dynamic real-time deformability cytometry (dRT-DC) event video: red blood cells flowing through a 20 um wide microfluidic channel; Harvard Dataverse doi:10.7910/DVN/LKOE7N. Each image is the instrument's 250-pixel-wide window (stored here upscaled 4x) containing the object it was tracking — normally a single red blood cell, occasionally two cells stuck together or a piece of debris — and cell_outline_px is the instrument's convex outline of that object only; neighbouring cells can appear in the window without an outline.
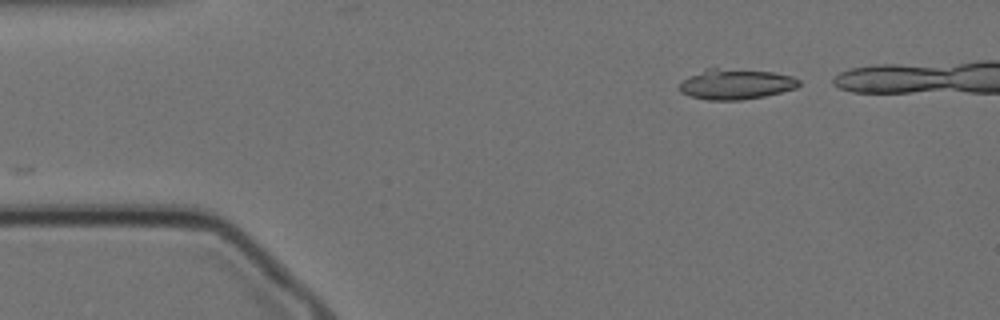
{"species": "Egyptian fruit bat (a non-hibernating species)", "species_latin": "Rousettus aegyptiacus", "temperature_condition": "cold", "stored_images_in_passage": 36, "camera_frame_rate_fps": 3000, "um_per_image_px": 0.085, "animal": {"sex": "female"}, "frame": {"image": 1, "passage_image": 1, "time_ms": 0.0, "image_size_px": [1000, 320], "cell_outline_px": [[800, 84], [796, 88], [764, 96], [740, 100], [708, 100], [688, 96], [680, 92], [680, 84], [684, 80], [704, 68], [716, 68], [772, 72], [792, 76], [800, 80]], "centroid_in_image_um": [62.54, 7.16], "position_along_channel_um": 22.5, "area_um2": 20.98}}
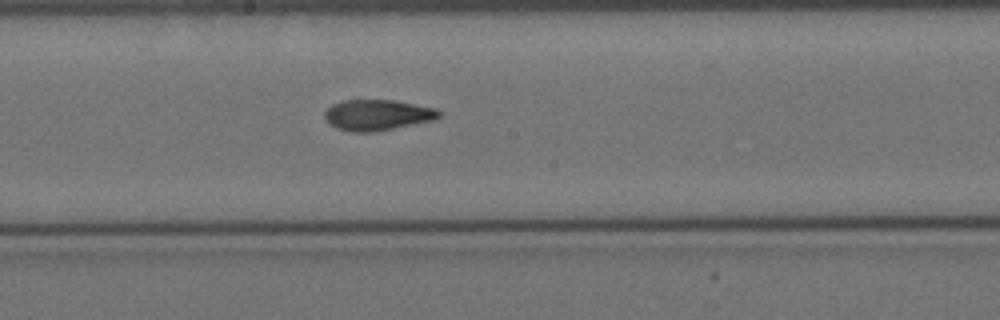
{"frame": {"image": 2, "passage_image": 23, "time_ms": 7.333, "image_size_px": [1000, 320], "cell_outline_px": [[440, 116], [436, 120], [372, 132], [352, 132], [336, 128], [324, 116], [324, 112], [332, 104], [344, 100], [392, 100], [436, 108], [440, 112]], "centroid_in_image_um": [32.09, 9.77], "position_along_channel_um": 216.1, "area_um2": 20.35}}
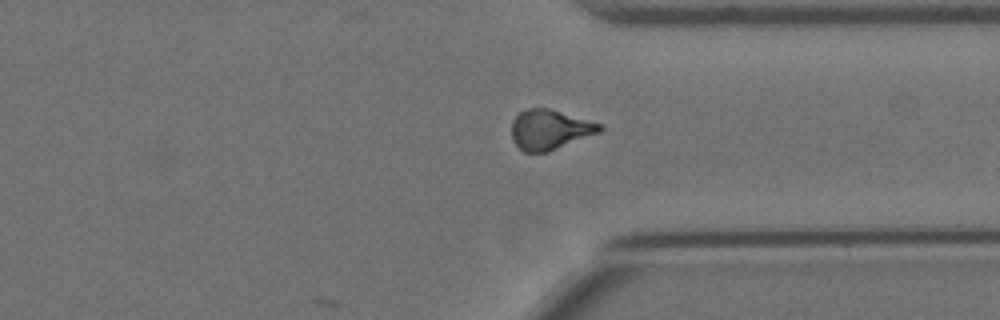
{"frame": {"image": 3, "passage_image": 36, "time_ms": 11.667, "image_size_px": [1000, 320], "cell_outline_px": [[604, 128], [600, 132], [548, 152], [524, 152], [512, 140], [512, 120], [520, 112], [528, 108], [548, 108], [600, 124]], "centroid_in_image_um": [46.71, 11.02], "position_along_channel_um": 364.7, "area_um2": 20.23}, "authors_computed_cell_mechanics": {"area_um2": 21.0103, "velocity_mm_per_s": 3.4537, "shape_relaxation_time_tau1_ms": null, "shape_relaxation_time_tau2_ms": 5.2419, "deformation_change_tau1": null, "deformation_change_tau2": 0.0856}}